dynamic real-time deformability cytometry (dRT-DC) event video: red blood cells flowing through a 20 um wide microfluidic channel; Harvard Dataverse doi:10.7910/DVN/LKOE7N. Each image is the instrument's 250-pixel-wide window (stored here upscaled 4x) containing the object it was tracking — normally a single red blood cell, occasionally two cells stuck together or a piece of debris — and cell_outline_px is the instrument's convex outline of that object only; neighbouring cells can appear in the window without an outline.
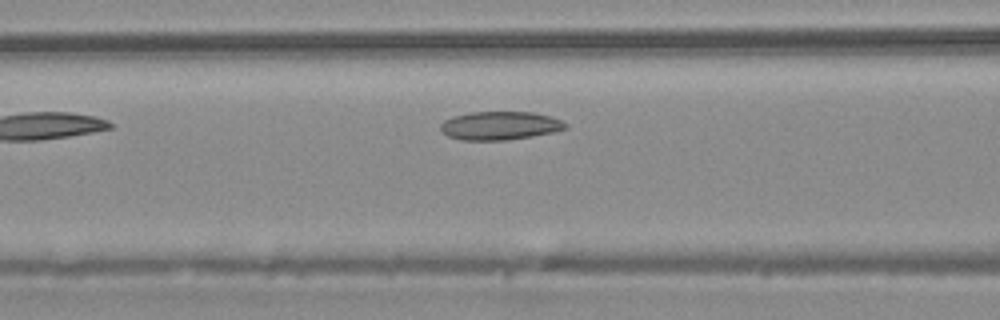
{"species": "common noctule bat (a hibernating species)", "species_latin": "Nyctalus noctula", "temperature_condition": "warm", "stored_images_in_passage": 5, "camera_frame_rate_fps": 3000, "um_per_image_px": 0.085, "animal": {"sex": "male", "body_mass_g": 20.4}, "frame": {"image": 1, "passage_image": 5, "time_ms": 1.333, "image_size_px": [1000, 320], "cell_outline_px": [[568, 128], [552, 132], [532, 136], [508, 140], [460, 140], [448, 136], [440, 128], [440, 124], [444, 120], [452, 116], [472, 112], [532, 112], [552, 116], [568, 124]], "centroid_in_image_um": [42.5, 10.68], "position_along_channel_um": 124.1, "area_um2": 20.75}}